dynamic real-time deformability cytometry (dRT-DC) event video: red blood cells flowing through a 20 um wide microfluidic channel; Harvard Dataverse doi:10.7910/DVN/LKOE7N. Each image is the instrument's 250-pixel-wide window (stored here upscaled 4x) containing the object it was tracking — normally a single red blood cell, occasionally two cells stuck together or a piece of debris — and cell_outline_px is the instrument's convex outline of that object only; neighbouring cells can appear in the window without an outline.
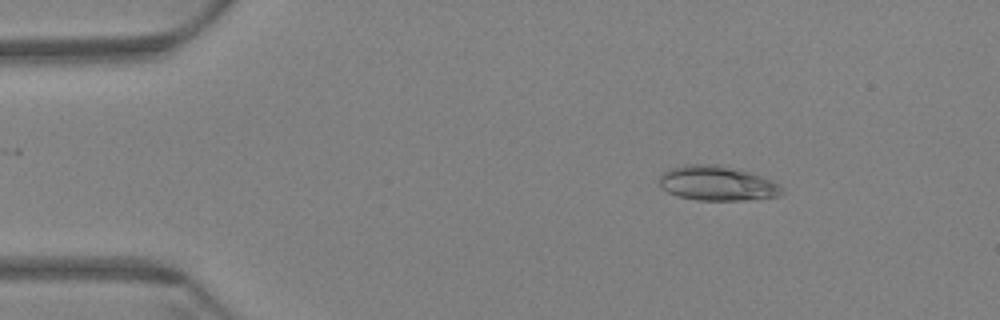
{"species": "Egyptian fruit bat (a non-hibernating species)", "species_latin": "Rousettus aegyptiacus", "temperature_condition": "warm", "stored_images_in_passage": 53, "camera_frame_rate_fps": 3000, "um_per_image_px": 0.085, "animal": {"sex": "female"}, "frame": {"image": 1, "passage_image": 2, "time_ms": 0.333, "image_size_px": [1000, 320], "cell_outline_px": [[784, 192], [780, 196], [744, 200], [700, 200], [680, 196], [668, 192], [660, 188], [660, 176], [668, 168], [684, 164], [716, 164], [740, 168], [772, 180], [780, 184], [784, 188]], "centroid_in_image_um": [61.0, 15.56], "position_along_channel_um": 24.0, "area_um2": 25.14}}
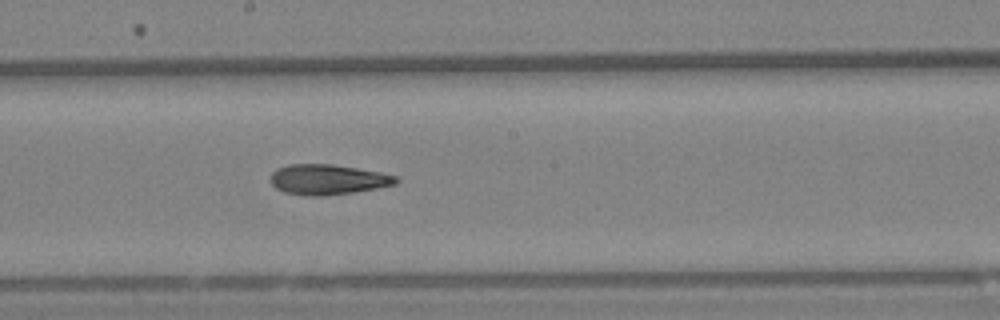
{"frame": {"image": 2, "passage_image": 26, "time_ms": 8.333, "image_size_px": [1000, 320], "cell_outline_px": [[400, 180], [396, 184], [376, 188], [352, 192], [320, 196], [308, 196], [284, 192], [276, 188], [272, 184], [272, 172], [276, 168], [288, 164], [332, 164], [380, 172], [396, 176]], "centroid_in_image_um": [27.85, 15.25], "position_along_channel_um": 220.3, "area_um2": 21.96}}
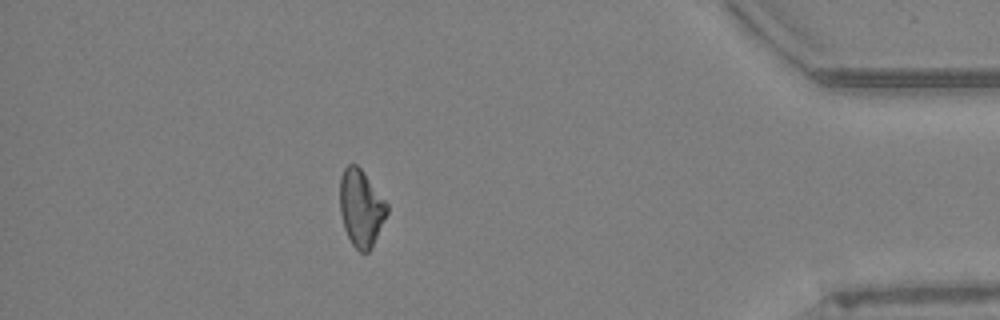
{"frame": {"image": 3, "passage_image": 46, "time_ms": 15.0, "image_size_px": [1000, 320], "cell_outline_px": [[388, 212], [372, 248], [368, 252], [360, 252], [352, 244], [344, 228], [340, 212], [340, 176], [344, 168], [348, 164], [356, 164], [360, 168], [388, 204]], "centroid_in_image_um": [30.68, 17.69], "position_along_channel_um": 404.5, "area_um2": 21.04}}